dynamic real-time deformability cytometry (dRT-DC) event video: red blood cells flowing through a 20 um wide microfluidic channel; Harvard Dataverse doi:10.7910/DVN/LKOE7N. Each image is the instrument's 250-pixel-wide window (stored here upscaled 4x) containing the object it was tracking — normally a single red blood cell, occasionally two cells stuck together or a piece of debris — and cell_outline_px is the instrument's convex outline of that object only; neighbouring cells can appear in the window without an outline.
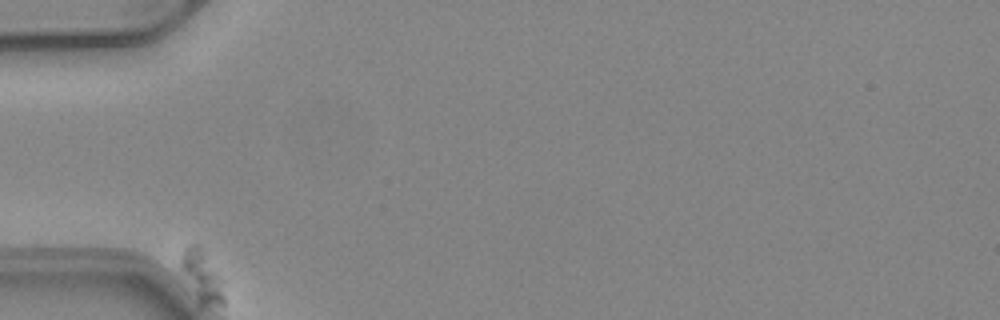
{"species": "common noctule bat (a hibernating species)", "species_latin": "Nyctalus noctula", "temperature_condition": "warm", "stored_images_in_passage": 41, "camera_frame_rate_fps": 3000, "um_per_image_px": 0.085, "animal": {"sex": "female", "body_mass_g": 24.6, "forearm_length_mm": 56.2}, "frame": {"image": 1, "passage_image": 1, "time_ms": 0.0, "image_size_px": [1000, 320], "cell_outline_px": [[224, 304], [200, 304], [180, 264], [180, 260], [184, 248], [188, 244], [200, 244], [224, 280]], "centroid_in_image_um": [17.22, 23.4], "position_along_channel_um": 67.8, "area_um2": 12.72}}
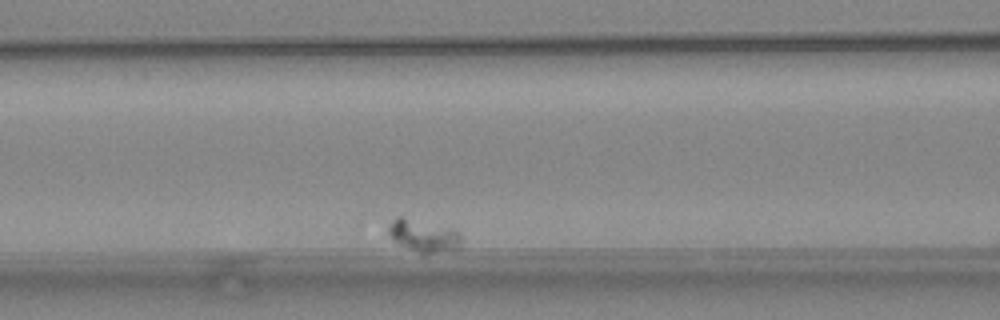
{"frame": {"image": 2, "passage_image": 12, "time_ms": 3.667, "image_size_px": [1000, 320], "cell_outline_px": [[460, 244], [452, 248], [432, 252], [420, 252], [396, 244], [392, 240], [388, 232], [388, 228], [392, 220], [396, 216], [400, 216], [452, 228], [460, 232]], "centroid_in_image_um": [35.92, 19.99], "position_along_channel_um": 130.7, "area_um2": 13.29}}
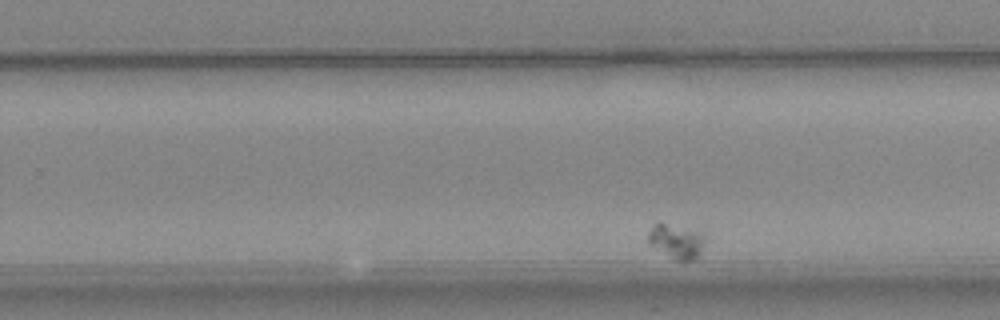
{"frame": {"image": 3, "passage_image": 30, "time_ms": 9.667, "image_size_px": [1000, 320], "cell_outline_px": [[704, 240], [700, 252], [692, 260], [676, 260], [648, 244], [648, 232], [656, 224], [664, 224], [700, 232], [704, 236]], "centroid_in_image_um": [57.46, 20.53], "position_along_channel_um": 272.3, "area_um2": 10.75}}